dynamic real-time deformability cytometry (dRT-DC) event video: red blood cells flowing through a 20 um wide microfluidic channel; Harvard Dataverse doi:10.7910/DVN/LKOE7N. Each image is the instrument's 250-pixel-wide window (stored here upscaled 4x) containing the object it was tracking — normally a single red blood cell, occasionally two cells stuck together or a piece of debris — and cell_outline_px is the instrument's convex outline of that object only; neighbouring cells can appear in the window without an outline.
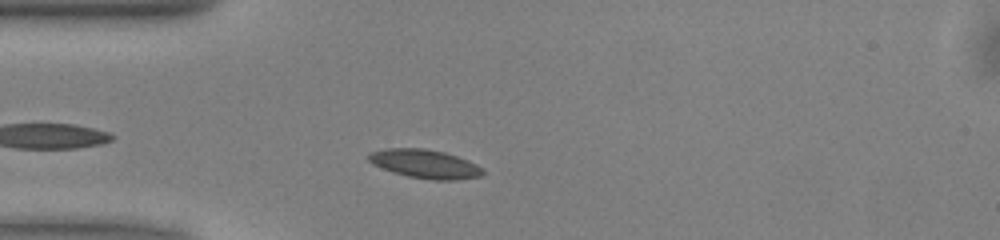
{"species": "common noctule bat (a hibernating species)", "species_latin": "Nyctalus noctula", "temperature_condition": "warm", "stored_images_in_passage": 36, "camera_frame_rate_fps": 3000, "um_per_image_px": 0.085, "animal": {"sex": "male", "body_mass_g": 13.0, "forearm_length_mm": 53.1}, "frame": {"image": 1, "passage_image": 5, "time_ms": 1.333, "image_size_px": [1000, 240], "cell_outline_px": [[484, 172], [480, 176], [456, 180], [436, 180], [408, 176], [392, 172], [372, 164], [368, 160], [368, 152], [388, 148], [424, 148], [444, 152], [468, 160], [484, 168]], "centroid_in_image_um": [36.11, 13.92], "position_along_channel_um": 48.9, "area_um2": 19.13}}
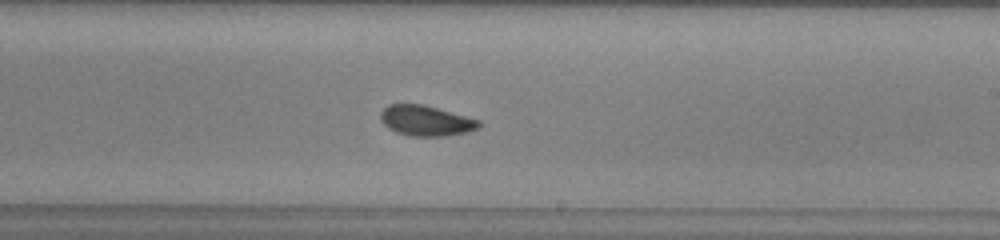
{"frame": {"image": 2, "passage_image": 21, "time_ms": 6.667, "image_size_px": [1000, 240], "cell_outline_px": [[480, 128], [464, 132], [444, 136], [412, 136], [396, 132], [388, 128], [380, 120], [380, 112], [388, 104], [424, 104], [480, 120]], "centroid_in_image_um": [36.18, 10.25], "position_along_channel_um": 252.8, "area_um2": 17.4}}
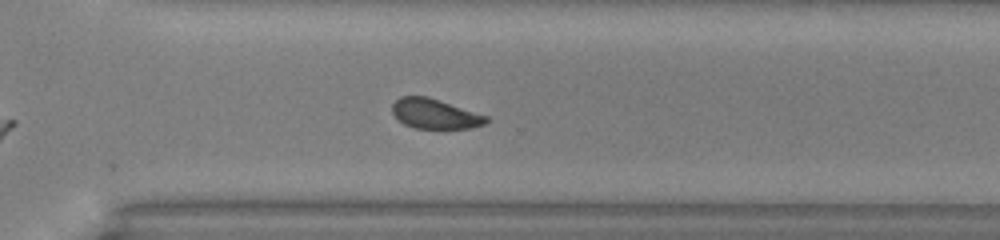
{"frame": {"image": 3, "passage_image": 27, "time_ms": 8.667, "image_size_px": [1000, 240], "cell_outline_px": [[488, 120], [484, 124], [472, 128], [416, 128], [404, 124], [392, 112], [392, 104], [400, 96], [428, 96], [488, 116]], "centroid_in_image_um": [36.97, 9.66], "position_along_channel_um": 333.6, "area_um2": 16.24}, "authors_computed_cell_mechanics": {"area_um2": 17.4845, "velocity_mm_per_s": 4.033, "shape_relaxation_time_tau1_ms": 2.4355, "shape_relaxation_time_tau2_ms": 1.5244, "deformation_change_tau1": 0.1078, "deformation_change_tau2": 0.0603}}